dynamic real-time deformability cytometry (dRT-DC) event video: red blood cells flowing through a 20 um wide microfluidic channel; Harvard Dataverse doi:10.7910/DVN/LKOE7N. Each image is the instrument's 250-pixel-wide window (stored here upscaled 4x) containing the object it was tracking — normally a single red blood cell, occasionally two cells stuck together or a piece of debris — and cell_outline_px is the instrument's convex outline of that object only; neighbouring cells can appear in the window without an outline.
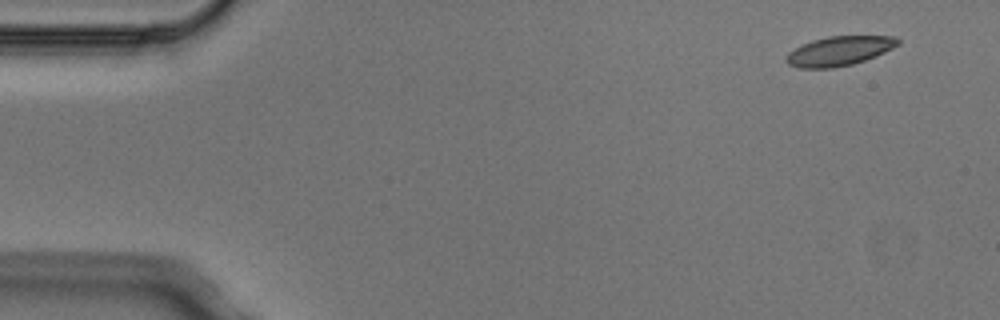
{"species": "Egyptian fruit bat (a non-hibernating species)", "species_latin": "Rousettus aegyptiacus", "temperature_condition": "cold", "stored_images_in_passage": 4, "camera_frame_rate_fps": 3000, "um_per_image_px": 0.085, "animal": {"sex": "male"}, "frame": {"image": 1, "passage_image": 1, "time_ms": 0.0, "image_size_px": [1000, 320], "cell_outline_px": [[900, 44], [876, 56], [852, 64], [832, 68], [800, 68], [788, 64], [784, 60], [788, 52], [812, 40], [828, 36], [896, 36], [900, 40]], "centroid_in_image_um": [71.34, 4.33], "position_along_channel_um": 13.7, "area_um2": 19.07}}
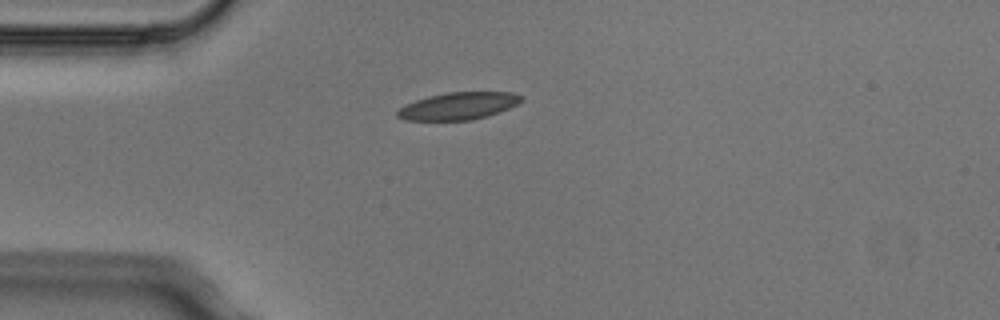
{"frame": {"image": 2, "passage_image": 4, "time_ms": 1.0, "image_size_px": [1000, 320], "cell_outline_px": [[524, 100], [508, 108], [472, 120], [404, 120], [396, 116], [396, 112], [400, 108], [416, 100], [448, 92], [512, 92], [520, 96]], "centroid_in_image_um": [38.95, 9.01], "position_along_channel_um": 46.1, "area_um2": 19.25}}